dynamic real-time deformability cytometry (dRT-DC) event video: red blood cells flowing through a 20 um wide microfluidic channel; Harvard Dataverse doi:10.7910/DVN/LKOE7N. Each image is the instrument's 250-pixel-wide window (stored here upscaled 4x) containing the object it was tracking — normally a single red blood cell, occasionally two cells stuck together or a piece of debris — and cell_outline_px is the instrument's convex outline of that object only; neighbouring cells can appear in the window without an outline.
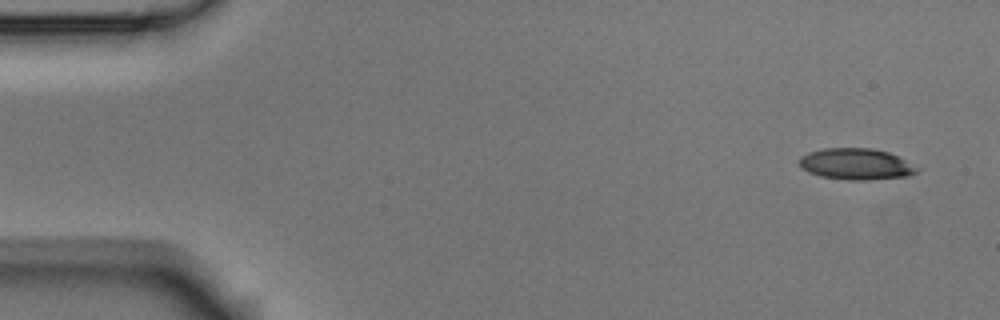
{"species": "Egyptian fruit bat (a non-hibernating species)", "species_latin": "Rousettus aegyptiacus", "temperature_condition": "room temperature", "stored_images_in_passage": 4, "camera_frame_rate_fps": 3000, "um_per_image_px": 0.085, "animal": {"sex": "male"}, "frame": {"image": 1, "passage_image": 1, "time_ms": 0.0, "image_size_px": [1000, 320], "cell_outline_px": [[920, 168], [916, 172], [908, 176], [868, 180], [848, 180], [820, 176], [808, 172], [800, 168], [796, 160], [800, 156], [808, 152], [824, 148], [872, 148], [888, 152]], "centroid_in_image_um": [72.69, 13.94], "position_along_channel_um": 12.3, "area_um2": 21.62}}